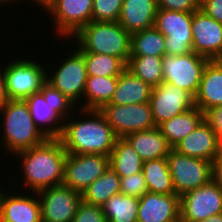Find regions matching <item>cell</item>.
Instances as JSON below:
<instances>
[{"label":"cell","mask_w":222,"mask_h":222,"mask_svg":"<svg viewBox=\"0 0 222 222\" xmlns=\"http://www.w3.org/2000/svg\"><path fill=\"white\" fill-rule=\"evenodd\" d=\"M75 112L64 120L59 137L66 152L109 156L118 137L103 114L96 109L77 108Z\"/></svg>","instance_id":"obj_1"},{"label":"cell","mask_w":222,"mask_h":222,"mask_svg":"<svg viewBox=\"0 0 222 222\" xmlns=\"http://www.w3.org/2000/svg\"><path fill=\"white\" fill-rule=\"evenodd\" d=\"M14 155L20 158L19 169H22L23 185H26L27 193H37L63 183L67 152L59 138H47L40 145Z\"/></svg>","instance_id":"obj_2"},{"label":"cell","mask_w":222,"mask_h":222,"mask_svg":"<svg viewBox=\"0 0 222 222\" xmlns=\"http://www.w3.org/2000/svg\"><path fill=\"white\" fill-rule=\"evenodd\" d=\"M3 122L0 138L6 152L13 157L17 152L40 145L47 137L35 125L25 100L10 99L1 109ZM4 127V128H3ZM4 141V142H3Z\"/></svg>","instance_id":"obj_3"},{"label":"cell","mask_w":222,"mask_h":222,"mask_svg":"<svg viewBox=\"0 0 222 222\" xmlns=\"http://www.w3.org/2000/svg\"><path fill=\"white\" fill-rule=\"evenodd\" d=\"M70 41L79 52L118 57L126 65L130 58L131 35L118 22L91 21L73 35Z\"/></svg>","instance_id":"obj_4"},{"label":"cell","mask_w":222,"mask_h":222,"mask_svg":"<svg viewBox=\"0 0 222 222\" xmlns=\"http://www.w3.org/2000/svg\"><path fill=\"white\" fill-rule=\"evenodd\" d=\"M11 62H5L2 70L5 77L6 90L9 99L25 100L27 97L39 92L46 82L47 65L38 60L13 57Z\"/></svg>","instance_id":"obj_5"},{"label":"cell","mask_w":222,"mask_h":222,"mask_svg":"<svg viewBox=\"0 0 222 222\" xmlns=\"http://www.w3.org/2000/svg\"><path fill=\"white\" fill-rule=\"evenodd\" d=\"M71 50L70 54L66 52L64 60L60 58V64L53 67V71L49 73L47 68L46 81L56 89L60 90L69 100H71L76 107L82 109V99L87 80V67L84 56L75 48ZM49 75V76H48ZM80 100V101H79ZM81 102V104L79 103Z\"/></svg>","instance_id":"obj_6"},{"label":"cell","mask_w":222,"mask_h":222,"mask_svg":"<svg viewBox=\"0 0 222 222\" xmlns=\"http://www.w3.org/2000/svg\"><path fill=\"white\" fill-rule=\"evenodd\" d=\"M193 12L158 9L155 27L165 36L166 55L193 52Z\"/></svg>","instance_id":"obj_7"},{"label":"cell","mask_w":222,"mask_h":222,"mask_svg":"<svg viewBox=\"0 0 222 222\" xmlns=\"http://www.w3.org/2000/svg\"><path fill=\"white\" fill-rule=\"evenodd\" d=\"M176 195L199 188L212 180V162L171 149L166 157Z\"/></svg>","instance_id":"obj_8"},{"label":"cell","mask_w":222,"mask_h":222,"mask_svg":"<svg viewBox=\"0 0 222 222\" xmlns=\"http://www.w3.org/2000/svg\"><path fill=\"white\" fill-rule=\"evenodd\" d=\"M207 58L195 52L184 55H164L162 59L163 81L182 88L196 96Z\"/></svg>","instance_id":"obj_9"},{"label":"cell","mask_w":222,"mask_h":222,"mask_svg":"<svg viewBox=\"0 0 222 222\" xmlns=\"http://www.w3.org/2000/svg\"><path fill=\"white\" fill-rule=\"evenodd\" d=\"M99 111L118 138L157 127L149 102L131 105L105 104Z\"/></svg>","instance_id":"obj_10"},{"label":"cell","mask_w":222,"mask_h":222,"mask_svg":"<svg viewBox=\"0 0 222 222\" xmlns=\"http://www.w3.org/2000/svg\"><path fill=\"white\" fill-rule=\"evenodd\" d=\"M93 0H55L46 10L55 24L54 35L68 41L84 25L92 21Z\"/></svg>","instance_id":"obj_11"},{"label":"cell","mask_w":222,"mask_h":222,"mask_svg":"<svg viewBox=\"0 0 222 222\" xmlns=\"http://www.w3.org/2000/svg\"><path fill=\"white\" fill-rule=\"evenodd\" d=\"M218 213L222 191L213 180L180 196V222H200Z\"/></svg>","instance_id":"obj_12"},{"label":"cell","mask_w":222,"mask_h":222,"mask_svg":"<svg viewBox=\"0 0 222 222\" xmlns=\"http://www.w3.org/2000/svg\"><path fill=\"white\" fill-rule=\"evenodd\" d=\"M108 168L109 156L67 153L62 184L82 194Z\"/></svg>","instance_id":"obj_13"},{"label":"cell","mask_w":222,"mask_h":222,"mask_svg":"<svg viewBox=\"0 0 222 222\" xmlns=\"http://www.w3.org/2000/svg\"><path fill=\"white\" fill-rule=\"evenodd\" d=\"M42 222H72L82 201L81 194L64 184L37 192Z\"/></svg>","instance_id":"obj_14"},{"label":"cell","mask_w":222,"mask_h":222,"mask_svg":"<svg viewBox=\"0 0 222 222\" xmlns=\"http://www.w3.org/2000/svg\"><path fill=\"white\" fill-rule=\"evenodd\" d=\"M151 112L156 126L195 106V97L176 85L162 82L152 88Z\"/></svg>","instance_id":"obj_15"},{"label":"cell","mask_w":222,"mask_h":222,"mask_svg":"<svg viewBox=\"0 0 222 222\" xmlns=\"http://www.w3.org/2000/svg\"><path fill=\"white\" fill-rule=\"evenodd\" d=\"M193 52L208 60L222 59V24L198 9L192 19Z\"/></svg>","instance_id":"obj_16"},{"label":"cell","mask_w":222,"mask_h":222,"mask_svg":"<svg viewBox=\"0 0 222 222\" xmlns=\"http://www.w3.org/2000/svg\"><path fill=\"white\" fill-rule=\"evenodd\" d=\"M0 185V222H42L37 193L31 192L32 195H27L24 191V194H18L14 190L12 195V191H6L10 186H2L3 183Z\"/></svg>","instance_id":"obj_17"},{"label":"cell","mask_w":222,"mask_h":222,"mask_svg":"<svg viewBox=\"0 0 222 222\" xmlns=\"http://www.w3.org/2000/svg\"><path fill=\"white\" fill-rule=\"evenodd\" d=\"M137 222H180V196L147 191L139 198Z\"/></svg>","instance_id":"obj_18"},{"label":"cell","mask_w":222,"mask_h":222,"mask_svg":"<svg viewBox=\"0 0 222 222\" xmlns=\"http://www.w3.org/2000/svg\"><path fill=\"white\" fill-rule=\"evenodd\" d=\"M174 150L198 159L213 160L222 151V145L211 127L203 120L197 128L178 142Z\"/></svg>","instance_id":"obj_19"},{"label":"cell","mask_w":222,"mask_h":222,"mask_svg":"<svg viewBox=\"0 0 222 222\" xmlns=\"http://www.w3.org/2000/svg\"><path fill=\"white\" fill-rule=\"evenodd\" d=\"M157 0H123L118 23L131 35L154 27Z\"/></svg>","instance_id":"obj_20"},{"label":"cell","mask_w":222,"mask_h":222,"mask_svg":"<svg viewBox=\"0 0 222 222\" xmlns=\"http://www.w3.org/2000/svg\"><path fill=\"white\" fill-rule=\"evenodd\" d=\"M218 105H222V61L212 60L204 68L195 106L204 113Z\"/></svg>","instance_id":"obj_21"},{"label":"cell","mask_w":222,"mask_h":222,"mask_svg":"<svg viewBox=\"0 0 222 222\" xmlns=\"http://www.w3.org/2000/svg\"><path fill=\"white\" fill-rule=\"evenodd\" d=\"M143 161L167 157L172 147L158 127L133 132L124 137Z\"/></svg>","instance_id":"obj_22"},{"label":"cell","mask_w":222,"mask_h":222,"mask_svg":"<svg viewBox=\"0 0 222 222\" xmlns=\"http://www.w3.org/2000/svg\"><path fill=\"white\" fill-rule=\"evenodd\" d=\"M152 87L135 76L127 68L118 76L117 86L107 104L131 105L147 103L150 100Z\"/></svg>","instance_id":"obj_23"},{"label":"cell","mask_w":222,"mask_h":222,"mask_svg":"<svg viewBox=\"0 0 222 222\" xmlns=\"http://www.w3.org/2000/svg\"><path fill=\"white\" fill-rule=\"evenodd\" d=\"M35 125L47 138H59L64 120L52 110L39 91L25 99Z\"/></svg>","instance_id":"obj_24"},{"label":"cell","mask_w":222,"mask_h":222,"mask_svg":"<svg viewBox=\"0 0 222 222\" xmlns=\"http://www.w3.org/2000/svg\"><path fill=\"white\" fill-rule=\"evenodd\" d=\"M204 120V113L194 106L191 109L166 120L157 127L173 148L178 142L194 131Z\"/></svg>","instance_id":"obj_25"},{"label":"cell","mask_w":222,"mask_h":222,"mask_svg":"<svg viewBox=\"0 0 222 222\" xmlns=\"http://www.w3.org/2000/svg\"><path fill=\"white\" fill-rule=\"evenodd\" d=\"M117 80L118 76H88L82 99V109L99 110L103 105L109 103L116 89Z\"/></svg>","instance_id":"obj_26"},{"label":"cell","mask_w":222,"mask_h":222,"mask_svg":"<svg viewBox=\"0 0 222 222\" xmlns=\"http://www.w3.org/2000/svg\"><path fill=\"white\" fill-rule=\"evenodd\" d=\"M143 160L125 138H117L109 155V167L119 177H126L142 171Z\"/></svg>","instance_id":"obj_27"},{"label":"cell","mask_w":222,"mask_h":222,"mask_svg":"<svg viewBox=\"0 0 222 222\" xmlns=\"http://www.w3.org/2000/svg\"><path fill=\"white\" fill-rule=\"evenodd\" d=\"M142 172L148 191L158 194H176L166 157L144 161Z\"/></svg>","instance_id":"obj_28"},{"label":"cell","mask_w":222,"mask_h":222,"mask_svg":"<svg viewBox=\"0 0 222 222\" xmlns=\"http://www.w3.org/2000/svg\"><path fill=\"white\" fill-rule=\"evenodd\" d=\"M120 193V177L110 167L81 194L83 201L103 206L113 195Z\"/></svg>","instance_id":"obj_29"},{"label":"cell","mask_w":222,"mask_h":222,"mask_svg":"<svg viewBox=\"0 0 222 222\" xmlns=\"http://www.w3.org/2000/svg\"><path fill=\"white\" fill-rule=\"evenodd\" d=\"M166 55L165 36L156 27L131 34L130 56Z\"/></svg>","instance_id":"obj_30"},{"label":"cell","mask_w":222,"mask_h":222,"mask_svg":"<svg viewBox=\"0 0 222 222\" xmlns=\"http://www.w3.org/2000/svg\"><path fill=\"white\" fill-rule=\"evenodd\" d=\"M139 198L118 193L102 206L107 222H137Z\"/></svg>","instance_id":"obj_31"},{"label":"cell","mask_w":222,"mask_h":222,"mask_svg":"<svg viewBox=\"0 0 222 222\" xmlns=\"http://www.w3.org/2000/svg\"><path fill=\"white\" fill-rule=\"evenodd\" d=\"M162 59L160 56H130L126 68L152 88L163 82Z\"/></svg>","instance_id":"obj_32"},{"label":"cell","mask_w":222,"mask_h":222,"mask_svg":"<svg viewBox=\"0 0 222 222\" xmlns=\"http://www.w3.org/2000/svg\"><path fill=\"white\" fill-rule=\"evenodd\" d=\"M86 61L88 76H119L126 69V64L118 57L92 52H80Z\"/></svg>","instance_id":"obj_33"},{"label":"cell","mask_w":222,"mask_h":222,"mask_svg":"<svg viewBox=\"0 0 222 222\" xmlns=\"http://www.w3.org/2000/svg\"><path fill=\"white\" fill-rule=\"evenodd\" d=\"M40 92L43 94L48 106L51 107L63 120H66L71 114H73L72 111L77 109V107H75L76 105L71 100L47 81L43 84Z\"/></svg>","instance_id":"obj_34"},{"label":"cell","mask_w":222,"mask_h":222,"mask_svg":"<svg viewBox=\"0 0 222 222\" xmlns=\"http://www.w3.org/2000/svg\"><path fill=\"white\" fill-rule=\"evenodd\" d=\"M123 0H93L92 21L118 22Z\"/></svg>","instance_id":"obj_35"},{"label":"cell","mask_w":222,"mask_h":222,"mask_svg":"<svg viewBox=\"0 0 222 222\" xmlns=\"http://www.w3.org/2000/svg\"><path fill=\"white\" fill-rule=\"evenodd\" d=\"M148 191L143 172L120 177V193L141 198Z\"/></svg>","instance_id":"obj_36"},{"label":"cell","mask_w":222,"mask_h":222,"mask_svg":"<svg viewBox=\"0 0 222 222\" xmlns=\"http://www.w3.org/2000/svg\"><path fill=\"white\" fill-rule=\"evenodd\" d=\"M72 222H107L102 206L81 201Z\"/></svg>","instance_id":"obj_37"},{"label":"cell","mask_w":222,"mask_h":222,"mask_svg":"<svg viewBox=\"0 0 222 222\" xmlns=\"http://www.w3.org/2000/svg\"><path fill=\"white\" fill-rule=\"evenodd\" d=\"M201 0H157L158 9L194 12L200 9Z\"/></svg>","instance_id":"obj_38"},{"label":"cell","mask_w":222,"mask_h":222,"mask_svg":"<svg viewBox=\"0 0 222 222\" xmlns=\"http://www.w3.org/2000/svg\"><path fill=\"white\" fill-rule=\"evenodd\" d=\"M204 121L215 132L219 143L222 145V105L212 107L205 111Z\"/></svg>","instance_id":"obj_39"},{"label":"cell","mask_w":222,"mask_h":222,"mask_svg":"<svg viewBox=\"0 0 222 222\" xmlns=\"http://www.w3.org/2000/svg\"><path fill=\"white\" fill-rule=\"evenodd\" d=\"M200 9L222 24V0H201Z\"/></svg>","instance_id":"obj_40"},{"label":"cell","mask_w":222,"mask_h":222,"mask_svg":"<svg viewBox=\"0 0 222 222\" xmlns=\"http://www.w3.org/2000/svg\"><path fill=\"white\" fill-rule=\"evenodd\" d=\"M212 180L222 191V151L212 162Z\"/></svg>","instance_id":"obj_41"},{"label":"cell","mask_w":222,"mask_h":222,"mask_svg":"<svg viewBox=\"0 0 222 222\" xmlns=\"http://www.w3.org/2000/svg\"><path fill=\"white\" fill-rule=\"evenodd\" d=\"M3 70L0 66V109L9 101Z\"/></svg>","instance_id":"obj_42"},{"label":"cell","mask_w":222,"mask_h":222,"mask_svg":"<svg viewBox=\"0 0 222 222\" xmlns=\"http://www.w3.org/2000/svg\"><path fill=\"white\" fill-rule=\"evenodd\" d=\"M21 1V0H20ZM23 2H24V0H22ZM29 1H32V3H37V4H35V5H38V7L39 6H41V9L42 10H47L49 7H50V5L55 1V0H29Z\"/></svg>","instance_id":"obj_43"},{"label":"cell","mask_w":222,"mask_h":222,"mask_svg":"<svg viewBox=\"0 0 222 222\" xmlns=\"http://www.w3.org/2000/svg\"><path fill=\"white\" fill-rule=\"evenodd\" d=\"M200 222H222V213L212 215L208 219H204Z\"/></svg>","instance_id":"obj_44"},{"label":"cell","mask_w":222,"mask_h":222,"mask_svg":"<svg viewBox=\"0 0 222 222\" xmlns=\"http://www.w3.org/2000/svg\"><path fill=\"white\" fill-rule=\"evenodd\" d=\"M16 1V4H17V0H0V5H1V7H2V5H4V4H6L7 3V5L11 2V3H14V2ZM20 0H18V2H19ZM4 3V4H3Z\"/></svg>","instance_id":"obj_45"}]
</instances>
